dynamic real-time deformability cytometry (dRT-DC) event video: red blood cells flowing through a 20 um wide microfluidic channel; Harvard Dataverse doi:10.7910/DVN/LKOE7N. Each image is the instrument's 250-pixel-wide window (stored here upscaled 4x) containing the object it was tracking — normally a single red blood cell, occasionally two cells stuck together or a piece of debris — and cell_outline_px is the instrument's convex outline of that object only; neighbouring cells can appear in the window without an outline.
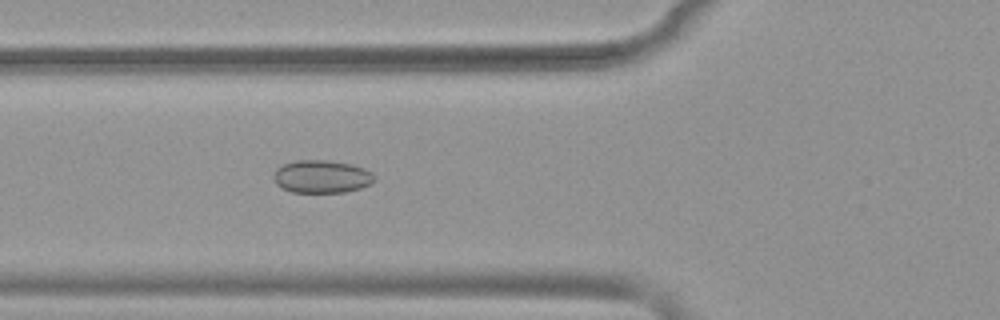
{"species": "common noctule bat (a hibernating species)", "species_latin": "Nyctalus noctula", "temperature_condition": "warm", "stored_images_in_passage": 52, "camera_frame_rate_fps": 3000, "um_per_image_px": 0.085, "animal": {"sex": "female", "body_mass_g": 19.9}, "frame": {"image": 1, "passage_image": 20, "time_ms": 6.333, "image_size_px": [1000, 320], "cell_outline_px": [[376, 180], [360, 188], [344, 192], [292, 192], [276, 184], [272, 176], [276, 168], [284, 164], [296, 160], [328, 160], [352, 164], [364, 168], [372, 172], [376, 176]], "centroid_in_image_um": [27.35, 15.0], "position_along_channel_um": 98.5, "area_um2": 19.36}}
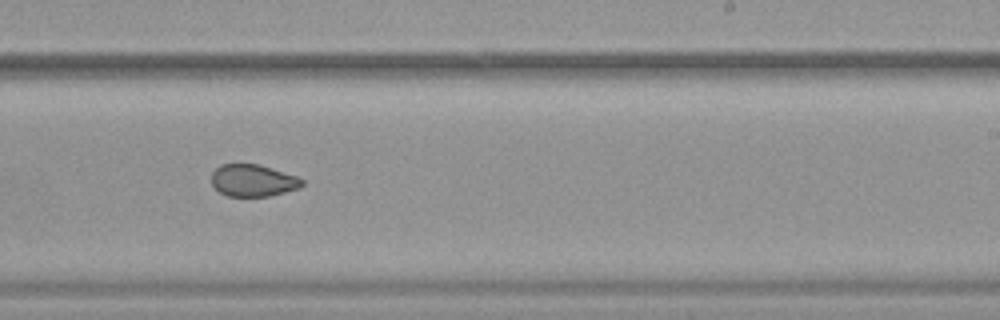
{"frame": {"image": 2, "passage_image": 33, "time_ms": 10.667, "image_size_px": [1000, 320], "cell_outline_px": [[304, 184], [300, 188], [268, 196], [228, 196], [220, 192], [212, 184], [212, 172], [220, 164], [260, 164], [296, 176], [304, 180]], "centroid_in_image_um": [21.51, 15.33], "position_along_channel_um": 267.5, "area_um2": 16.88}}
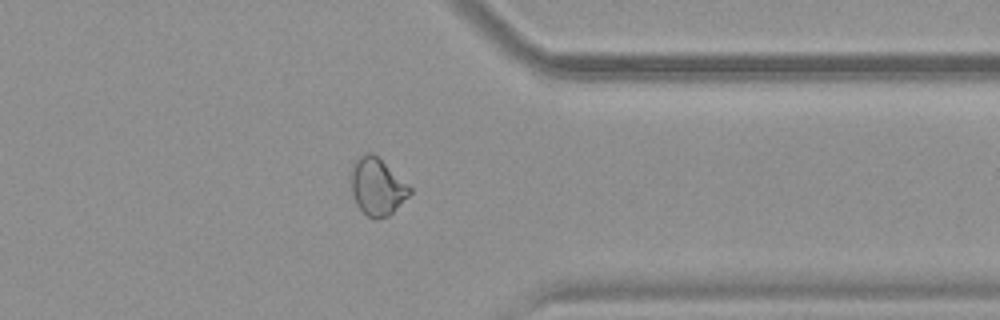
{"frame": {"image": 3, "passage_image": 42, "time_ms": 13.667, "image_size_px": [1000, 320], "cell_outline_px": [[412, 192], [388, 216], [376, 220], [368, 216], [356, 204], [352, 192], [352, 172], [356, 160], [360, 156], [368, 152], [372, 152], [412, 188]], "centroid_in_image_um": [32.07, 15.89], "position_along_channel_um": 379.3, "area_um2": 19.02}, "authors_computed_cell_mechanics": {"area_um2": 20.3456, "velocity_mm_per_s": 3.908, "shape_relaxation_time_tau1_ms": null, "shape_relaxation_time_tau2_ms": 2.0915, "deformation_change_tau1": null, "deformation_change_tau2": 0.0562}}